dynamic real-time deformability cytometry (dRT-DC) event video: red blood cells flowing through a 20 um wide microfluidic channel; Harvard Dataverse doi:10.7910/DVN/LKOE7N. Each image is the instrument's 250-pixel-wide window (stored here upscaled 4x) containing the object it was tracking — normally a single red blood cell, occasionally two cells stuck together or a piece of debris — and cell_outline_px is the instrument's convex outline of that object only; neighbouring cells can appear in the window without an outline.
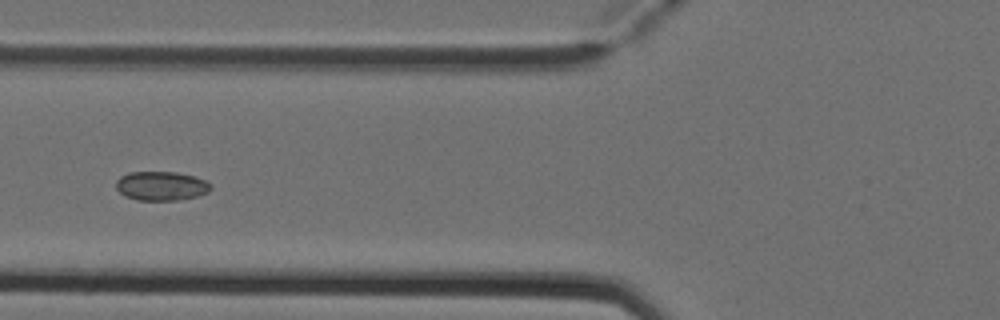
{"species": "Egyptian fruit bat (a non-hibernating species)", "species_latin": "Rousettus aegyptiacus", "temperature_condition": "cold", "stored_images_in_passage": 6, "camera_frame_rate_fps": 3000, "um_per_image_px": 0.085, "animal": {"sex": "female"}, "frame": {"image": 1, "passage_image": 6, "time_ms": 1.667, "image_size_px": [1000, 320], "cell_outline_px": [[212, 188], [208, 192], [196, 196], [176, 200], [136, 200], [124, 196], [116, 188], [116, 180], [120, 176], [128, 172], [176, 172], [196, 176], [212, 184]], "centroid_in_image_um": [13.7, 15.8], "position_along_channel_um": 112.1, "area_um2": 16.18}}